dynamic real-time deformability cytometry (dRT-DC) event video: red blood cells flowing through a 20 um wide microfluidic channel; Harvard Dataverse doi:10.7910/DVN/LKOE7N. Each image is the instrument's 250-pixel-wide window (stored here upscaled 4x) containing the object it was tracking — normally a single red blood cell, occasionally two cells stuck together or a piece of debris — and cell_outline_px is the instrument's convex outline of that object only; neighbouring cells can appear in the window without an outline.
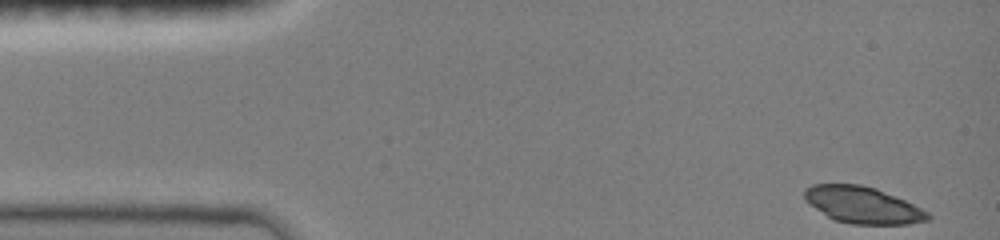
{"species": "common noctule bat (a hibernating species)", "species_latin": "Nyctalus noctula", "temperature_condition": "room temperature", "stored_images_in_passage": 43, "camera_frame_rate_fps": 3000, "um_per_image_px": 0.085, "animal": {"sex": "female", "body_mass_g": 19.0, "forearm_length_mm": 51.5}, "frame": {"image": 1, "passage_image": 1, "time_ms": 0.0, "image_size_px": [1000, 240], "cell_outline_px": [[932, 216], [928, 220], [908, 224], [852, 224], [832, 220], [804, 200], [804, 188], [812, 184], [860, 184], [876, 188], [904, 200], [928, 212]], "centroid_in_image_um": [73.29, 17.42], "position_along_channel_um": 11.7, "area_um2": 26.36}}
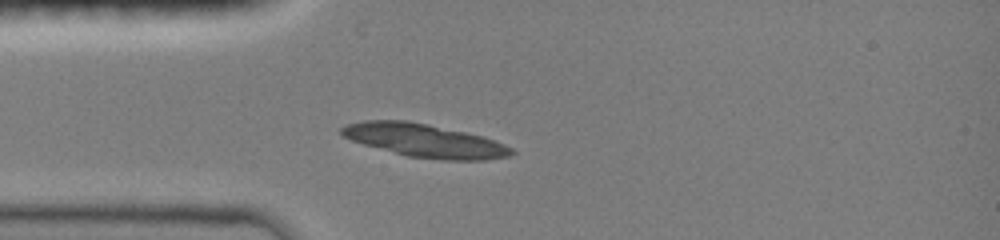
{"frame": {"image": 2, "passage_image": 11, "time_ms": 3.333, "image_size_px": [1000, 240], "cell_outline_px": [[516, 152], [508, 156], [484, 160], [440, 160], [408, 156], [364, 144], [352, 140], [344, 136], [340, 132], [340, 128], [348, 124], [364, 120], [408, 120], [428, 124], [484, 136], [504, 144], [512, 148]], "centroid_in_image_um": [36.12, 11.94], "position_along_channel_um": 48.9, "area_um2": 32.77}}
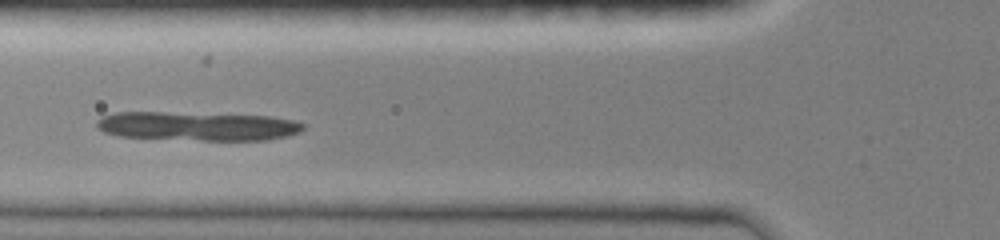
{"frame": {"image": 3, "passage_image": 16, "time_ms": 5.0, "image_size_px": [1000, 240], "cell_outline_px": [[304, 128], [300, 132], [284, 136], [264, 140], [204, 140], [120, 136], [104, 132], [96, 128], [96, 120], [104, 116], [116, 112], [164, 112], [268, 116], [292, 120], [304, 124]], "centroid_in_image_um": [16.75, 10.72], "position_along_channel_um": 109.1, "area_um2": 34.39}}